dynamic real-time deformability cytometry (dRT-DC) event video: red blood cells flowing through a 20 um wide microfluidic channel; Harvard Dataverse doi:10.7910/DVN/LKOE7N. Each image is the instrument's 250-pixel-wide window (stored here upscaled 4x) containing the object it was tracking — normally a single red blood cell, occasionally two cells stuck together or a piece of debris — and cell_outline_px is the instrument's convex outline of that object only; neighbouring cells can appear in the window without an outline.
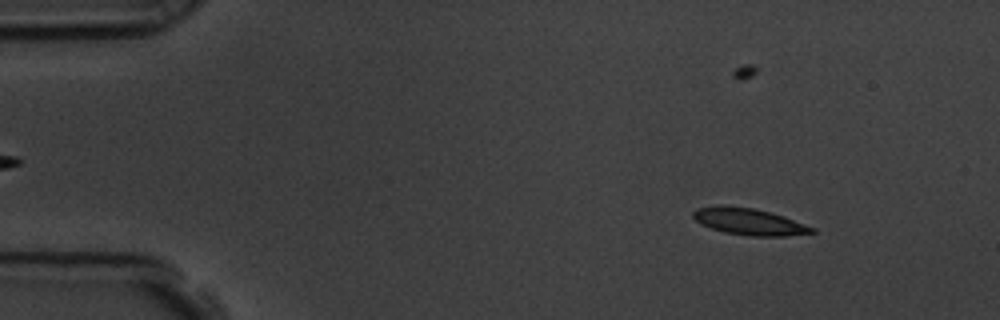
{"species": "common noctule bat (a hibernating species)", "species_latin": "Nyctalus noctula", "temperature_condition": "room temperature", "stored_images_in_passage": 18, "camera_frame_rate_fps": 3000, "um_per_image_px": 0.085, "animal": {"sex": "male", "body_mass_g": 19.5, "forearm_length_mm": 54.6}, "frame": {"image": 1, "passage_image": 7, "time_ms": 2.0, "image_size_px": [1000, 320], "cell_outline_px": [[816, 232], [788, 236], [752, 236], [724, 232], [700, 224], [692, 216], [692, 212], [696, 208], [720, 204], [724, 204], [752, 208], [784, 216], [816, 228]], "centroid_in_image_um": [63.65, 18.82], "position_along_channel_um": 21.3, "area_um2": 18.61}}